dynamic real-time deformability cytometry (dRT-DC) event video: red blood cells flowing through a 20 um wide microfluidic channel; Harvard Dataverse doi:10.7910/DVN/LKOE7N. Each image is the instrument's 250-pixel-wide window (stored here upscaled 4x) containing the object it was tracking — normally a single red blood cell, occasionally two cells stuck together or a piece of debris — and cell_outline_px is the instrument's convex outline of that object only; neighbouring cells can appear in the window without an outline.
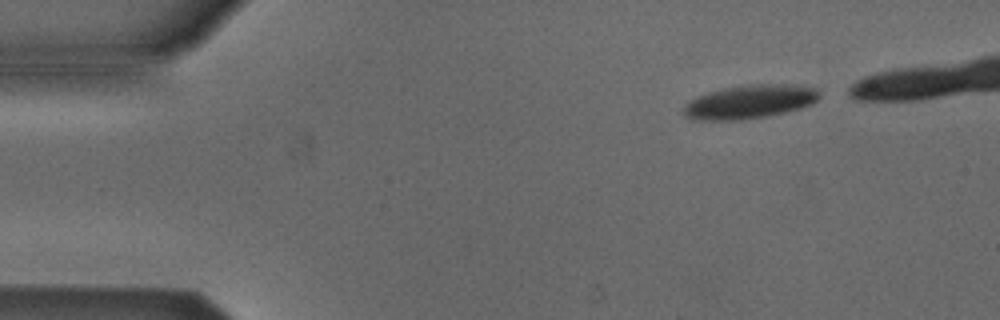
{"species": "Egyptian fruit bat (a non-hibernating species)", "species_latin": "Rousettus aegyptiacus", "temperature_condition": "cold", "stored_images_in_passage": 6, "camera_frame_rate_fps": 3000, "um_per_image_px": 0.085, "animal": {"sex": "male"}, "frame": {"image": 1, "passage_image": 1, "time_ms": 0.0, "image_size_px": [1000, 320], "cell_outline_px": [[820, 96], [812, 104], [800, 108], [768, 116], [740, 120], [692, 120], [684, 116], [680, 112], [684, 104], [688, 100], [708, 92], [724, 88], [748, 84], [792, 84], [816, 88], [820, 92]], "centroid_in_image_um": [63.67, 8.65], "position_along_channel_um": 21.3, "area_um2": 26.99}}
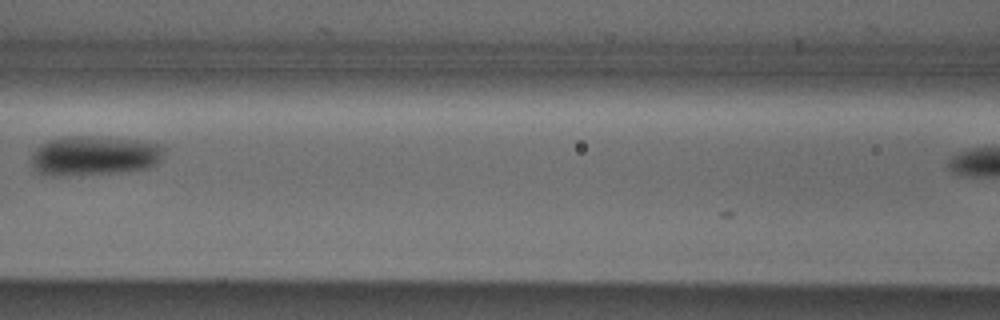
{"frame": {"image": 2, "passage_image": 5, "time_ms": 5.667, "image_size_px": [1000, 320], "cell_outline_px": [[164, 148], [160, 160], [156, 164], [148, 168], [112, 172], [56, 176], [40, 172], [32, 168], [32, 156], [36, 148], [40, 144], [48, 140], [64, 136], [92, 136], [136, 140], [164, 144]], "centroid_in_image_um": [8.01, 13.21], "position_along_channel_um": 158.6, "area_um2": 30.4}}
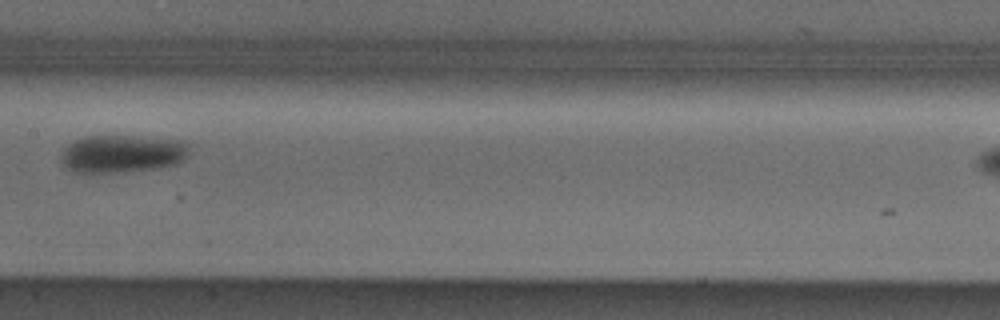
{"frame": {"image": 3, "passage_image": 6, "time_ms": 6.667, "image_size_px": [1000, 320], "cell_outline_px": [[188, 144], [184, 156], [176, 164], [156, 168], [112, 172], [76, 172], [68, 168], [60, 160], [60, 156], [64, 148], [68, 144], [84, 136], [128, 136], [184, 140]], "centroid_in_image_um": [10.33, 13.05], "position_along_channel_um": 197.1, "area_um2": 27.69}}